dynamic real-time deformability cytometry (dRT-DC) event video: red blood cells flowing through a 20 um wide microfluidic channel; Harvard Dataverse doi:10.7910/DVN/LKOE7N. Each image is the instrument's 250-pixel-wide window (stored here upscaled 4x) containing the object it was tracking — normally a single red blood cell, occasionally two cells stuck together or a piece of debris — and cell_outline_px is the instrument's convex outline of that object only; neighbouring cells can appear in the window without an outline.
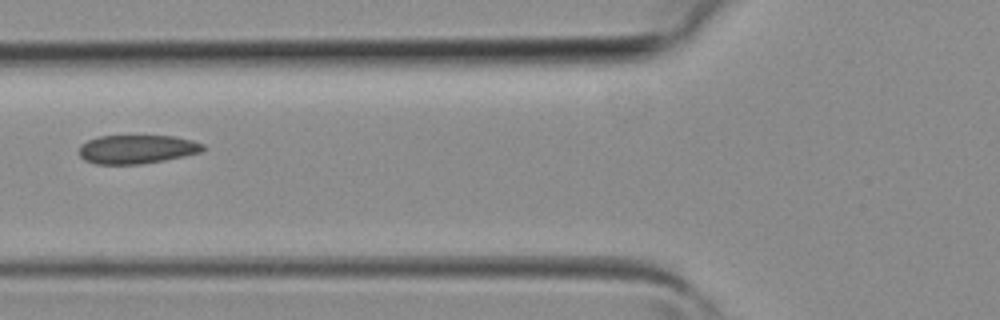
{"species": "common noctule bat (a hibernating species)", "species_latin": "Nyctalus noctula", "temperature_condition": "room temperature", "stored_images_in_passage": 3, "camera_frame_rate_fps": 3000, "um_per_image_px": 0.085, "animal": {"sex": "female", "body_mass_g": 19.3, "forearm_length_mm": 54.1}, "frame": {"image": 1, "passage_image": 3, "time_ms": 0.667, "image_size_px": [1000, 320], "cell_outline_px": [[204, 148], [200, 152], [184, 156], [164, 160], [140, 164], [96, 164], [84, 160], [80, 156], [80, 144], [88, 140], [100, 136], [172, 136], [192, 140], [204, 144]], "centroid_in_image_um": [11.62, 12.69], "position_along_channel_um": 114.2, "area_um2": 20.63}}